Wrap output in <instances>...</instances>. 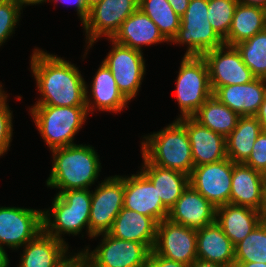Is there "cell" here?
<instances>
[{
	"label": "cell",
	"instance_id": "6da1fadb",
	"mask_svg": "<svg viewBox=\"0 0 266 267\" xmlns=\"http://www.w3.org/2000/svg\"><path fill=\"white\" fill-rule=\"evenodd\" d=\"M30 66L40 93L33 106L86 107V81L76 65L35 48Z\"/></svg>",
	"mask_w": 266,
	"mask_h": 267
},
{
	"label": "cell",
	"instance_id": "7a4b0ae2",
	"mask_svg": "<svg viewBox=\"0 0 266 267\" xmlns=\"http://www.w3.org/2000/svg\"><path fill=\"white\" fill-rule=\"evenodd\" d=\"M52 153V169L46 186L58 193L75 189H90L101 172L100 156L92 145L74 144L57 148Z\"/></svg>",
	"mask_w": 266,
	"mask_h": 267
},
{
	"label": "cell",
	"instance_id": "3957f363",
	"mask_svg": "<svg viewBox=\"0 0 266 267\" xmlns=\"http://www.w3.org/2000/svg\"><path fill=\"white\" fill-rule=\"evenodd\" d=\"M141 145V153L150 163L189 176L192 173L190 140L186 128L177 119L158 132L144 135Z\"/></svg>",
	"mask_w": 266,
	"mask_h": 267
},
{
	"label": "cell",
	"instance_id": "277c9868",
	"mask_svg": "<svg viewBox=\"0 0 266 267\" xmlns=\"http://www.w3.org/2000/svg\"><path fill=\"white\" fill-rule=\"evenodd\" d=\"M91 191L75 189L57 193L49 209H43V230L65 241V234L77 236L86 229L89 237ZM63 234V235H62Z\"/></svg>",
	"mask_w": 266,
	"mask_h": 267
},
{
	"label": "cell",
	"instance_id": "5b68a950",
	"mask_svg": "<svg viewBox=\"0 0 266 267\" xmlns=\"http://www.w3.org/2000/svg\"><path fill=\"white\" fill-rule=\"evenodd\" d=\"M29 110L50 151L74 145V136L89 115L87 107L32 106Z\"/></svg>",
	"mask_w": 266,
	"mask_h": 267
},
{
	"label": "cell",
	"instance_id": "8992f818",
	"mask_svg": "<svg viewBox=\"0 0 266 267\" xmlns=\"http://www.w3.org/2000/svg\"><path fill=\"white\" fill-rule=\"evenodd\" d=\"M178 118L192 117L213 95L207 63L202 56H183L176 78Z\"/></svg>",
	"mask_w": 266,
	"mask_h": 267
},
{
	"label": "cell",
	"instance_id": "52a82bcc",
	"mask_svg": "<svg viewBox=\"0 0 266 267\" xmlns=\"http://www.w3.org/2000/svg\"><path fill=\"white\" fill-rule=\"evenodd\" d=\"M208 0H190L180 28L170 43L186 45L184 56H202L224 45L208 20Z\"/></svg>",
	"mask_w": 266,
	"mask_h": 267
},
{
	"label": "cell",
	"instance_id": "ba28073f",
	"mask_svg": "<svg viewBox=\"0 0 266 267\" xmlns=\"http://www.w3.org/2000/svg\"><path fill=\"white\" fill-rule=\"evenodd\" d=\"M101 236V242L94 250L84 248L91 267H148L151 250L143 243L115 238L109 233Z\"/></svg>",
	"mask_w": 266,
	"mask_h": 267
},
{
	"label": "cell",
	"instance_id": "9c48e42d",
	"mask_svg": "<svg viewBox=\"0 0 266 267\" xmlns=\"http://www.w3.org/2000/svg\"><path fill=\"white\" fill-rule=\"evenodd\" d=\"M139 8V0H101L89 10L87 19L82 23L88 50L103 36L112 39L122 23Z\"/></svg>",
	"mask_w": 266,
	"mask_h": 267
},
{
	"label": "cell",
	"instance_id": "30bf717a",
	"mask_svg": "<svg viewBox=\"0 0 266 267\" xmlns=\"http://www.w3.org/2000/svg\"><path fill=\"white\" fill-rule=\"evenodd\" d=\"M91 190L89 237L108 233L118 213L123 208L124 176L115 175L98 181Z\"/></svg>",
	"mask_w": 266,
	"mask_h": 267
},
{
	"label": "cell",
	"instance_id": "8fae6325",
	"mask_svg": "<svg viewBox=\"0 0 266 267\" xmlns=\"http://www.w3.org/2000/svg\"><path fill=\"white\" fill-rule=\"evenodd\" d=\"M108 40L112 44V49L102 62L112 72L121 93L131 102L144 80L146 60L142 51L123 46L112 39Z\"/></svg>",
	"mask_w": 266,
	"mask_h": 267
},
{
	"label": "cell",
	"instance_id": "7c38bea8",
	"mask_svg": "<svg viewBox=\"0 0 266 267\" xmlns=\"http://www.w3.org/2000/svg\"><path fill=\"white\" fill-rule=\"evenodd\" d=\"M43 230V210L0 207V246L18 250Z\"/></svg>",
	"mask_w": 266,
	"mask_h": 267
},
{
	"label": "cell",
	"instance_id": "4fadbf2b",
	"mask_svg": "<svg viewBox=\"0 0 266 267\" xmlns=\"http://www.w3.org/2000/svg\"><path fill=\"white\" fill-rule=\"evenodd\" d=\"M234 162L229 158L214 163L194 166L189 184L213 206L230 203Z\"/></svg>",
	"mask_w": 266,
	"mask_h": 267
},
{
	"label": "cell",
	"instance_id": "5bb4252c",
	"mask_svg": "<svg viewBox=\"0 0 266 267\" xmlns=\"http://www.w3.org/2000/svg\"><path fill=\"white\" fill-rule=\"evenodd\" d=\"M212 92L218 87L241 85L253 81L256 77L244 64L240 52L235 46L223 45L205 52Z\"/></svg>",
	"mask_w": 266,
	"mask_h": 267
},
{
	"label": "cell",
	"instance_id": "9a60e30c",
	"mask_svg": "<svg viewBox=\"0 0 266 267\" xmlns=\"http://www.w3.org/2000/svg\"><path fill=\"white\" fill-rule=\"evenodd\" d=\"M153 250L167 259L190 265L197 259L196 229L164 219L158 223Z\"/></svg>",
	"mask_w": 266,
	"mask_h": 267
},
{
	"label": "cell",
	"instance_id": "2e32d148",
	"mask_svg": "<svg viewBox=\"0 0 266 267\" xmlns=\"http://www.w3.org/2000/svg\"><path fill=\"white\" fill-rule=\"evenodd\" d=\"M123 207L154 218L158 223L169 214L155 186L140 171L124 176Z\"/></svg>",
	"mask_w": 266,
	"mask_h": 267
},
{
	"label": "cell",
	"instance_id": "e0dca14e",
	"mask_svg": "<svg viewBox=\"0 0 266 267\" xmlns=\"http://www.w3.org/2000/svg\"><path fill=\"white\" fill-rule=\"evenodd\" d=\"M176 119L188 133L194 166L214 163L227 158L224 136L201 125L193 117Z\"/></svg>",
	"mask_w": 266,
	"mask_h": 267
},
{
	"label": "cell",
	"instance_id": "ac0fdd59",
	"mask_svg": "<svg viewBox=\"0 0 266 267\" xmlns=\"http://www.w3.org/2000/svg\"><path fill=\"white\" fill-rule=\"evenodd\" d=\"M216 207L190 184L169 210L168 219L193 229H200L215 222Z\"/></svg>",
	"mask_w": 266,
	"mask_h": 267
},
{
	"label": "cell",
	"instance_id": "d6986e66",
	"mask_svg": "<svg viewBox=\"0 0 266 267\" xmlns=\"http://www.w3.org/2000/svg\"><path fill=\"white\" fill-rule=\"evenodd\" d=\"M92 79L90 92L88 91L89 85L86 84L88 114L90 113L89 111L93 112L95 109L119 113L123 108L129 107L127 105L130 101L121 93L112 72L103 62ZM90 97L92 98L90 99Z\"/></svg>",
	"mask_w": 266,
	"mask_h": 267
},
{
	"label": "cell",
	"instance_id": "ffe728a7",
	"mask_svg": "<svg viewBox=\"0 0 266 267\" xmlns=\"http://www.w3.org/2000/svg\"><path fill=\"white\" fill-rule=\"evenodd\" d=\"M266 79L218 87L213 96L239 116H255L264 100Z\"/></svg>",
	"mask_w": 266,
	"mask_h": 267
},
{
	"label": "cell",
	"instance_id": "44dd1931",
	"mask_svg": "<svg viewBox=\"0 0 266 267\" xmlns=\"http://www.w3.org/2000/svg\"><path fill=\"white\" fill-rule=\"evenodd\" d=\"M230 203L264 213L266 205L263 197L262 173L244 163H234Z\"/></svg>",
	"mask_w": 266,
	"mask_h": 267
},
{
	"label": "cell",
	"instance_id": "7402d4cb",
	"mask_svg": "<svg viewBox=\"0 0 266 267\" xmlns=\"http://www.w3.org/2000/svg\"><path fill=\"white\" fill-rule=\"evenodd\" d=\"M158 222L136 211L122 208L108 232L111 236L145 244L150 250L154 248Z\"/></svg>",
	"mask_w": 266,
	"mask_h": 267
},
{
	"label": "cell",
	"instance_id": "603a6c76",
	"mask_svg": "<svg viewBox=\"0 0 266 267\" xmlns=\"http://www.w3.org/2000/svg\"><path fill=\"white\" fill-rule=\"evenodd\" d=\"M66 241L54 238L42 230L23 246L18 267H57L70 252Z\"/></svg>",
	"mask_w": 266,
	"mask_h": 267
},
{
	"label": "cell",
	"instance_id": "cb8c5ba5",
	"mask_svg": "<svg viewBox=\"0 0 266 267\" xmlns=\"http://www.w3.org/2000/svg\"><path fill=\"white\" fill-rule=\"evenodd\" d=\"M264 213L256 209L228 203L216 208V223L234 246L242 241L262 220Z\"/></svg>",
	"mask_w": 266,
	"mask_h": 267
},
{
	"label": "cell",
	"instance_id": "d4e9b609",
	"mask_svg": "<svg viewBox=\"0 0 266 267\" xmlns=\"http://www.w3.org/2000/svg\"><path fill=\"white\" fill-rule=\"evenodd\" d=\"M112 40L140 51H143V46L169 43L160 33L158 26L139 8L122 23Z\"/></svg>",
	"mask_w": 266,
	"mask_h": 267
},
{
	"label": "cell",
	"instance_id": "484cf974",
	"mask_svg": "<svg viewBox=\"0 0 266 267\" xmlns=\"http://www.w3.org/2000/svg\"><path fill=\"white\" fill-rule=\"evenodd\" d=\"M196 236L197 259L233 267L235 263V246L216 221L197 229Z\"/></svg>",
	"mask_w": 266,
	"mask_h": 267
},
{
	"label": "cell",
	"instance_id": "4316f807",
	"mask_svg": "<svg viewBox=\"0 0 266 267\" xmlns=\"http://www.w3.org/2000/svg\"><path fill=\"white\" fill-rule=\"evenodd\" d=\"M140 172L155 186L163 205L170 210L189 185V175L150 163L143 155Z\"/></svg>",
	"mask_w": 266,
	"mask_h": 267
},
{
	"label": "cell",
	"instance_id": "83f0119b",
	"mask_svg": "<svg viewBox=\"0 0 266 267\" xmlns=\"http://www.w3.org/2000/svg\"><path fill=\"white\" fill-rule=\"evenodd\" d=\"M266 28V9L259 6L237 4L232 24L224 44L235 46Z\"/></svg>",
	"mask_w": 266,
	"mask_h": 267
},
{
	"label": "cell",
	"instance_id": "f1b7e54d",
	"mask_svg": "<svg viewBox=\"0 0 266 267\" xmlns=\"http://www.w3.org/2000/svg\"><path fill=\"white\" fill-rule=\"evenodd\" d=\"M262 131V126L255 116H240L235 129L226 137L227 158L234 163H244Z\"/></svg>",
	"mask_w": 266,
	"mask_h": 267
},
{
	"label": "cell",
	"instance_id": "f546056e",
	"mask_svg": "<svg viewBox=\"0 0 266 267\" xmlns=\"http://www.w3.org/2000/svg\"><path fill=\"white\" fill-rule=\"evenodd\" d=\"M192 117L226 138L235 129L240 116L212 95Z\"/></svg>",
	"mask_w": 266,
	"mask_h": 267
},
{
	"label": "cell",
	"instance_id": "4dcf8cb0",
	"mask_svg": "<svg viewBox=\"0 0 266 267\" xmlns=\"http://www.w3.org/2000/svg\"><path fill=\"white\" fill-rule=\"evenodd\" d=\"M139 9L158 26L163 37L171 42L180 28L181 17L174 12L168 0H139Z\"/></svg>",
	"mask_w": 266,
	"mask_h": 267
},
{
	"label": "cell",
	"instance_id": "1f68e13d",
	"mask_svg": "<svg viewBox=\"0 0 266 267\" xmlns=\"http://www.w3.org/2000/svg\"><path fill=\"white\" fill-rule=\"evenodd\" d=\"M235 47L253 75L266 79V28Z\"/></svg>",
	"mask_w": 266,
	"mask_h": 267
},
{
	"label": "cell",
	"instance_id": "d6a6232c",
	"mask_svg": "<svg viewBox=\"0 0 266 267\" xmlns=\"http://www.w3.org/2000/svg\"><path fill=\"white\" fill-rule=\"evenodd\" d=\"M235 262L266 263V221L264 219L235 246Z\"/></svg>",
	"mask_w": 266,
	"mask_h": 267
},
{
	"label": "cell",
	"instance_id": "836d02e7",
	"mask_svg": "<svg viewBox=\"0 0 266 267\" xmlns=\"http://www.w3.org/2000/svg\"><path fill=\"white\" fill-rule=\"evenodd\" d=\"M237 4V0H208L207 18L223 41L228 36Z\"/></svg>",
	"mask_w": 266,
	"mask_h": 267
},
{
	"label": "cell",
	"instance_id": "e575fe53",
	"mask_svg": "<svg viewBox=\"0 0 266 267\" xmlns=\"http://www.w3.org/2000/svg\"><path fill=\"white\" fill-rule=\"evenodd\" d=\"M21 11L23 12L16 0H0V47L15 33Z\"/></svg>",
	"mask_w": 266,
	"mask_h": 267
},
{
	"label": "cell",
	"instance_id": "d590c367",
	"mask_svg": "<svg viewBox=\"0 0 266 267\" xmlns=\"http://www.w3.org/2000/svg\"><path fill=\"white\" fill-rule=\"evenodd\" d=\"M7 99L0 105V157L9 150L13 136V111Z\"/></svg>",
	"mask_w": 266,
	"mask_h": 267
},
{
	"label": "cell",
	"instance_id": "8d00e7d4",
	"mask_svg": "<svg viewBox=\"0 0 266 267\" xmlns=\"http://www.w3.org/2000/svg\"><path fill=\"white\" fill-rule=\"evenodd\" d=\"M254 170L263 173L266 171V131H262L254 142L250 156L244 162Z\"/></svg>",
	"mask_w": 266,
	"mask_h": 267
},
{
	"label": "cell",
	"instance_id": "74e56055",
	"mask_svg": "<svg viewBox=\"0 0 266 267\" xmlns=\"http://www.w3.org/2000/svg\"><path fill=\"white\" fill-rule=\"evenodd\" d=\"M71 254V255H70ZM57 265V267H91L88 256L83 249L77 253H70Z\"/></svg>",
	"mask_w": 266,
	"mask_h": 267
},
{
	"label": "cell",
	"instance_id": "f35d334b",
	"mask_svg": "<svg viewBox=\"0 0 266 267\" xmlns=\"http://www.w3.org/2000/svg\"><path fill=\"white\" fill-rule=\"evenodd\" d=\"M148 267H190V265L167 259L161 255H158L152 249L149 254Z\"/></svg>",
	"mask_w": 266,
	"mask_h": 267
},
{
	"label": "cell",
	"instance_id": "ab89813d",
	"mask_svg": "<svg viewBox=\"0 0 266 267\" xmlns=\"http://www.w3.org/2000/svg\"><path fill=\"white\" fill-rule=\"evenodd\" d=\"M61 2L74 5L77 11V15L80 18L81 24L87 19L89 14V8L87 7L85 0H50V2Z\"/></svg>",
	"mask_w": 266,
	"mask_h": 267
},
{
	"label": "cell",
	"instance_id": "60d3db41",
	"mask_svg": "<svg viewBox=\"0 0 266 267\" xmlns=\"http://www.w3.org/2000/svg\"><path fill=\"white\" fill-rule=\"evenodd\" d=\"M190 0H168L169 4L173 8L174 12L182 17L188 8Z\"/></svg>",
	"mask_w": 266,
	"mask_h": 267
},
{
	"label": "cell",
	"instance_id": "b9f144b4",
	"mask_svg": "<svg viewBox=\"0 0 266 267\" xmlns=\"http://www.w3.org/2000/svg\"><path fill=\"white\" fill-rule=\"evenodd\" d=\"M255 117L260 122V125L262 126V129L266 131V92L264 95L263 103L261 104L258 113L255 115Z\"/></svg>",
	"mask_w": 266,
	"mask_h": 267
},
{
	"label": "cell",
	"instance_id": "7bdbcfd3",
	"mask_svg": "<svg viewBox=\"0 0 266 267\" xmlns=\"http://www.w3.org/2000/svg\"><path fill=\"white\" fill-rule=\"evenodd\" d=\"M190 267H226V266L211 261L196 259L190 264Z\"/></svg>",
	"mask_w": 266,
	"mask_h": 267
},
{
	"label": "cell",
	"instance_id": "ee69618b",
	"mask_svg": "<svg viewBox=\"0 0 266 267\" xmlns=\"http://www.w3.org/2000/svg\"><path fill=\"white\" fill-rule=\"evenodd\" d=\"M5 249L0 246V267H9L10 260Z\"/></svg>",
	"mask_w": 266,
	"mask_h": 267
},
{
	"label": "cell",
	"instance_id": "f6af8a7d",
	"mask_svg": "<svg viewBox=\"0 0 266 267\" xmlns=\"http://www.w3.org/2000/svg\"><path fill=\"white\" fill-rule=\"evenodd\" d=\"M245 5L259 6L266 9V0H237Z\"/></svg>",
	"mask_w": 266,
	"mask_h": 267
},
{
	"label": "cell",
	"instance_id": "bcb514c9",
	"mask_svg": "<svg viewBox=\"0 0 266 267\" xmlns=\"http://www.w3.org/2000/svg\"><path fill=\"white\" fill-rule=\"evenodd\" d=\"M19 4H20V6H21V8H22V10H23V8L25 7V6H28V5H39V4H44V2L46 3V2H48V1H50V0H16Z\"/></svg>",
	"mask_w": 266,
	"mask_h": 267
},
{
	"label": "cell",
	"instance_id": "7dc6e473",
	"mask_svg": "<svg viewBox=\"0 0 266 267\" xmlns=\"http://www.w3.org/2000/svg\"><path fill=\"white\" fill-rule=\"evenodd\" d=\"M233 267H266V263L258 262H235Z\"/></svg>",
	"mask_w": 266,
	"mask_h": 267
},
{
	"label": "cell",
	"instance_id": "c3c4849f",
	"mask_svg": "<svg viewBox=\"0 0 266 267\" xmlns=\"http://www.w3.org/2000/svg\"><path fill=\"white\" fill-rule=\"evenodd\" d=\"M263 197L266 205V171L262 173Z\"/></svg>",
	"mask_w": 266,
	"mask_h": 267
},
{
	"label": "cell",
	"instance_id": "681fc988",
	"mask_svg": "<svg viewBox=\"0 0 266 267\" xmlns=\"http://www.w3.org/2000/svg\"><path fill=\"white\" fill-rule=\"evenodd\" d=\"M8 94L3 89L2 83H0V105L8 98Z\"/></svg>",
	"mask_w": 266,
	"mask_h": 267
},
{
	"label": "cell",
	"instance_id": "f907efd6",
	"mask_svg": "<svg viewBox=\"0 0 266 267\" xmlns=\"http://www.w3.org/2000/svg\"><path fill=\"white\" fill-rule=\"evenodd\" d=\"M101 0H85V3L87 5V7L90 9L92 8L94 5H96L97 3H99Z\"/></svg>",
	"mask_w": 266,
	"mask_h": 267
},
{
	"label": "cell",
	"instance_id": "816d5d0a",
	"mask_svg": "<svg viewBox=\"0 0 266 267\" xmlns=\"http://www.w3.org/2000/svg\"><path fill=\"white\" fill-rule=\"evenodd\" d=\"M264 220L266 221V210L264 212Z\"/></svg>",
	"mask_w": 266,
	"mask_h": 267
}]
</instances>
